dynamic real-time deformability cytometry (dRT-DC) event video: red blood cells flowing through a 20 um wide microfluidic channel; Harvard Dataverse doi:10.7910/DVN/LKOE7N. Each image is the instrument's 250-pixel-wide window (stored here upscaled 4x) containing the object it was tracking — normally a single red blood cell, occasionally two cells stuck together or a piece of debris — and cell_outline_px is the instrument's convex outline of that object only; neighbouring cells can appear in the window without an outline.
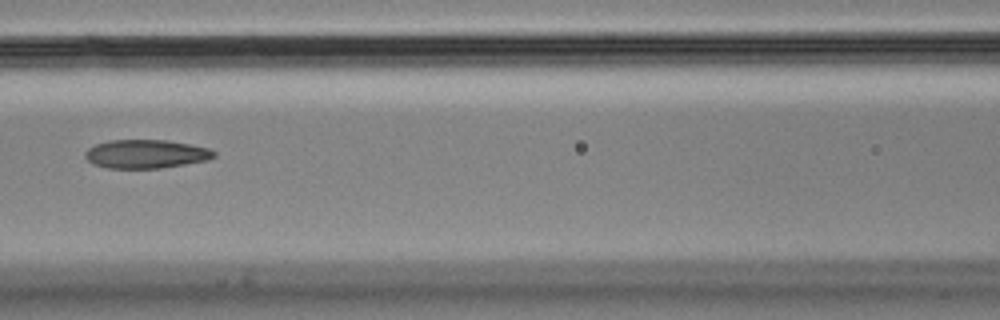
{"species": "Egyptian fruit bat (a non-hibernating species)", "species_latin": "Rousettus aegyptiacus", "temperature_condition": "cold", "stored_images_in_passage": 3, "camera_frame_rate_fps": 3000, "um_per_image_px": 0.085, "animal": {"sex": "male"}, "frame": {"image": 1, "passage_image": 3, "time_ms": 0.667, "image_size_px": [1000, 320], "cell_outline_px": [[216, 156], [208, 160], [160, 168], [108, 168], [92, 164], [84, 156], [84, 152], [88, 148], [96, 144], [108, 140], [168, 140], [208, 148], [216, 152]], "centroid_in_image_um": [12.38, 13.08], "position_along_channel_um": 154.2, "area_um2": 21.5}}